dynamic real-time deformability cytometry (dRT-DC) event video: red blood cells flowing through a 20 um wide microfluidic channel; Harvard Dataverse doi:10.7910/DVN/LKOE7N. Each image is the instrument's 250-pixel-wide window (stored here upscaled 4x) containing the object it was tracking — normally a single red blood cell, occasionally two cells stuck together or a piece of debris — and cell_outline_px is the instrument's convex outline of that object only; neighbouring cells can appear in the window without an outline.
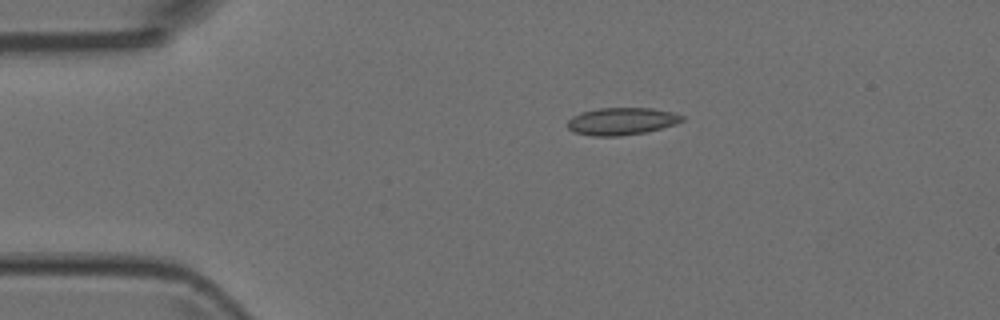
{"species": "Egyptian fruit bat (a non-hibernating species)", "species_latin": "Rousettus aegyptiacus", "temperature_condition": "room temperature", "stored_images_in_passage": 4, "camera_frame_rate_fps": 3000, "um_per_image_px": 0.085, "animal": {"sex": "female"}, "frame": {"image": 1, "passage_image": 1, "time_ms": 0.0, "image_size_px": [1000, 320], "cell_outline_px": [[684, 120], [676, 124], [648, 132], [620, 136], [592, 136], [572, 132], [568, 128], [568, 120], [572, 116], [580, 112], [600, 108], [652, 108], [672, 112], [684, 116]], "centroid_in_image_um": [52.84, 10.31], "position_along_channel_um": 32.2, "area_um2": 18.44}}
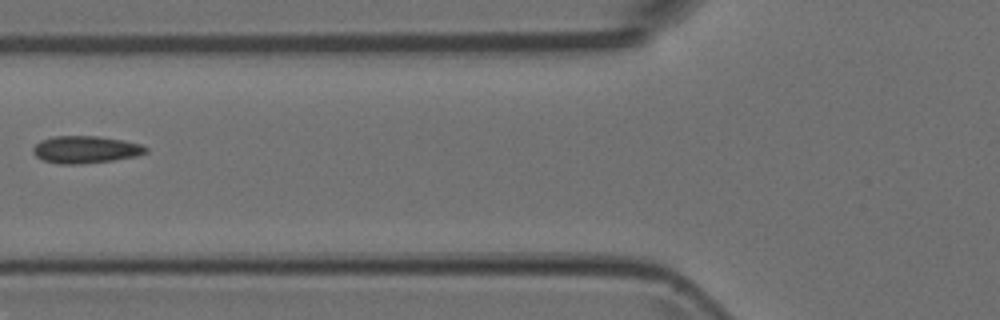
{"frame": {"image": 2, "passage_image": 4, "time_ms": 1.0, "image_size_px": [1000, 320], "cell_outline_px": [[148, 152], [136, 156], [112, 160], [80, 164], [60, 164], [44, 160], [36, 156], [32, 152], [32, 148], [40, 140], [52, 136], [100, 136], [124, 140], [140, 144], [148, 148]], "centroid_in_image_um": [7.27, 12.7], "position_along_channel_um": 118.5, "area_um2": 17.98}}